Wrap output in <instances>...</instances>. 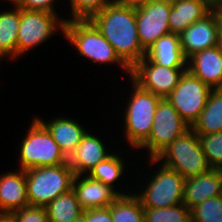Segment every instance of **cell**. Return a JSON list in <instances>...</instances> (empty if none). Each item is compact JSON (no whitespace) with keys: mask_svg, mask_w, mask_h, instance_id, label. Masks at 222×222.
Masks as SVG:
<instances>
[{"mask_svg":"<svg viewBox=\"0 0 222 222\" xmlns=\"http://www.w3.org/2000/svg\"><path fill=\"white\" fill-rule=\"evenodd\" d=\"M89 20L130 69L146 56V50L138 39L136 6L112 3L96 12Z\"/></svg>","mask_w":222,"mask_h":222,"instance_id":"1","label":"cell"},{"mask_svg":"<svg viewBox=\"0 0 222 222\" xmlns=\"http://www.w3.org/2000/svg\"><path fill=\"white\" fill-rule=\"evenodd\" d=\"M63 39L68 40L72 49L75 47L79 57H85L94 64L118 65L121 72L123 70L130 78V68L119 58L113 46L89 19L66 20Z\"/></svg>","mask_w":222,"mask_h":222,"instance_id":"2","label":"cell"},{"mask_svg":"<svg viewBox=\"0 0 222 222\" xmlns=\"http://www.w3.org/2000/svg\"><path fill=\"white\" fill-rule=\"evenodd\" d=\"M130 87L132 88L127 97L128 101L125 103L123 113L124 125L123 138L126 137V143L131 150H136L150 135L154 114L156 112L158 102L161 97L154 95L140 88L130 78ZM125 135V136H124Z\"/></svg>","mask_w":222,"mask_h":222,"instance_id":"3","label":"cell"},{"mask_svg":"<svg viewBox=\"0 0 222 222\" xmlns=\"http://www.w3.org/2000/svg\"><path fill=\"white\" fill-rule=\"evenodd\" d=\"M151 171L148 177L143 179V187L139 191L134 190V194L141 201L142 207L166 208L178 204H183L185 178L178 172L165 167L155 158H147ZM156 164V165H155ZM158 164V165H157ZM156 168H155V167ZM151 167L156 169L155 171ZM140 188L141 191H140ZM141 192V193H140Z\"/></svg>","mask_w":222,"mask_h":222,"instance_id":"4","label":"cell"},{"mask_svg":"<svg viewBox=\"0 0 222 222\" xmlns=\"http://www.w3.org/2000/svg\"><path fill=\"white\" fill-rule=\"evenodd\" d=\"M19 143L18 169L56 166L67 163V157L53 140L51 133L35 117Z\"/></svg>","mask_w":222,"mask_h":222,"instance_id":"5","label":"cell"},{"mask_svg":"<svg viewBox=\"0 0 222 222\" xmlns=\"http://www.w3.org/2000/svg\"><path fill=\"white\" fill-rule=\"evenodd\" d=\"M29 206L45 207L72 189L75 176L68 163L25 170Z\"/></svg>","mask_w":222,"mask_h":222,"instance_id":"6","label":"cell"},{"mask_svg":"<svg viewBox=\"0 0 222 222\" xmlns=\"http://www.w3.org/2000/svg\"><path fill=\"white\" fill-rule=\"evenodd\" d=\"M155 159L165 167L178 172L185 179L211 169L199 137L191 128L163 149Z\"/></svg>","mask_w":222,"mask_h":222,"instance_id":"7","label":"cell"},{"mask_svg":"<svg viewBox=\"0 0 222 222\" xmlns=\"http://www.w3.org/2000/svg\"><path fill=\"white\" fill-rule=\"evenodd\" d=\"M58 13L30 11L20 8V25L17 39V59L50 40L56 32L64 36V24L68 18ZM55 33V34H54Z\"/></svg>","mask_w":222,"mask_h":222,"instance_id":"8","label":"cell"},{"mask_svg":"<svg viewBox=\"0 0 222 222\" xmlns=\"http://www.w3.org/2000/svg\"><path fill=\"white\" fill-rule=\"evenodd\" d=\"M189 128L172 104L166 98H161L154 114L150 135L136 150H146L147 158H156Z\"/></svg>","mask_w":222,"mask_h":222,"instance_id":"9","label":"cell"},{"mask_svg":"<svg viewBox=\"0 0 222 222\" xmlns=\"http://www.w3.org/2000/svg\"><path fill=\"white\" fill-rule=\"evenodd\" d=\"M210 91L207 84L186 70L166 99L191 127L205 108Z\"/></svg>","mask_w":222,"mask_h":222,"instance_id":"10","label":"cell"},{"mask_svg":"<svg viewBox=\"0 0 222 222\" xmlns=\"http://www.w3.org/2000/svg\"><path fill=\"white\" fill-rule=\"evenodd\" d=\"M186 70L187 67L160 66L145 56L130 69V79L143 90L166 98Z\"/></svg>","mask_w":222,"mask_h":222,"instance_id":"11","label":"cell"},{"mask_svg":"<svg viewBox=\"0 0 222 222\" xmlns=\"http://www.w3.org/2000/svg\"><path fill=\"white\" fill-rule=\"evenodd\" d=\"M171 0H146L136 6L138 39L147 50L157 39L170 33Z\"/></svg>","mask_w":222,"mask_h":222,"instance_id":"12","label":"cell"},{"mask_svg":"<svg viewBox=\"0 0 222 222\" xmlns=\"http://www.w3.org/2000/svg\"><path fill=\"white\" fill-rule=\"evenodd\" d=\"M183 55L186 59L199 51L220 45V16L211 11L204 18L192 23L180 35Z\"/></svg>","mask_w":222,"mask_h":222,"instance_id":"13","label":"cell"},{"mask_svg":"<svg viewBox=\"0 0 222 222\" xmlns=\"http://www.w3.org/2000/svg\"><path fill=\"white\" fill-rule=\"evenodd\" d=\"M90 132L88 129L77 148L67 158L75 175H88L97 164L113 153L100 137Z\"/></svg>","mask_w":222,"mask_h":222,"instance_id":"14","label":"cell"},{"mask_svg":"<svg viewBox=\"0 0 222 222\" xmlns=\"http://www.w3.org/2000/svg\"><path fill=\"white\" fill-rule=\"evenodd\" d=\"M187 70L211 89L222 88V46L193 54L187 59Z\"/></svg>","mask_w":222,"mask_h":222,"instance_id":"15","label":"cell"},{"mask_svg":"<svg viewBox=\"0 0 222 222\" xmlns=\"http://www.w3.org/2000/svg\"><path fill=\"white\" fill-rule=\"evenodd\" d=\"M72 189L84 211L108 207L119 196L113 188L89 175H75Z\"/></svg>","mask_w":222,"mask_h":222,"instance_id":"16","label":"cell"},{"mask_svg":"<svg viewBox=\"0 0 222 222\" xmlns=\"http://www.w3.org/2000/svg\"><path fill=\"white\" fill-rule=\"evenodd\" d=\"M222 194V170L209 171L187 178L184 183L183 204L190 210L207 200Z\"/></svg>","mask_w":222,"mask_h":222,"instance_id":"17","label":"cell"},{"mask_svg":"<svg viewBox=\"0 0 222 222\" xmlns=\"http://www.w3.org/2000/svg\"><path fill=\"white\" fill-rule=\"evenodd\" d=\"M51 133L53 140L59 145L60 150L68 158L70 154L77 148L83 135L87 132V129L83 124H80L76 120L77 118H69L64 115L60 117H54L50 120L42 119L35 116Z\"/></svg>","mask_w":222,"mask_h":222,"instance_id":"18","label":"cell"},{"mask_svg":"<svg viewBox=\"0 0 222 222\" xmlns=\"http://www.w3.org/2000/svg\"><path fill=\"white\" fill-rule=\"evenodd\" d=\"M14 171L0 174V213H11L29 206L25 170L17 168Z\"/></svg>","mask_w":222,"mask_h":222,"instance_id":"19","label":"cell"},{"mask_svg":"<svg viewBox=\"0 0 222 222\" xmlns=\"http://www.w3.org/2000/svg\"><path fill=\"white\" fill-rule=\"evenodd\" d=\"M5 1V0H4ZM12 8L0 10V64L3 61L17 60V39L20 25V7L11 0ZM10 9V10H9ZM13 59V60H12Z\"/></svg>","mask_w":222,"mask_h":222,"instance_id":"20","label":"cell"},{"mask_svg":"<svg viewBox=\"0 0 222 222\" xmlns=\"http://www.w3.org/2000/svg\"><path fill=\"white\" fill-rule=\"evenodd\" d=\"M146 57L166 67H187L178 34L169 33L157 39L147 50Z\"/></svg>","mask_w":222,"mask_h":222,"instance_id":"21","label":"cell"},{"mask_svg":"<svg viewBox=\"0 0 222 222\" xmlns=\"http://www.w3.org/2000/svg\"><path fill=\"white\" fill-rule=\"evenodd\" d=\"M169 15L170 33L180 35L192 23L204 18L211 10L204 4L193 0H171Z\"/></svg>","mask_w":222,"mask_h":222,"instance_id":"22","label":"cell"},{"mask_svg":"<svg viewBox=\"0 0 222 222\" xmlns=\"http://www.w3.org/2000/svg\"><path fill=\"white\" fill-rule=\"evenodd\" d=\"M190 128L197 135L222 132V88L211 89L205 108Z\"/></svg>","mask_w":222,"mask_h":222,"instance_id":"23","label":"cell"},{"mask_svg":"<svg viewBox=\"0 0 222 222\" xmlns=\"http://www.w3.org/2000/svg\"><path fill=\"white\" fill-rule=\"evenodd\" d=\"M121 154L118 153H112L108 158L97 164L92 171L88 174L91 178L95 180H99L100 182L104 183L105 185L110 186L113 188L119 195H127L132 193L134 190H126V188L119 189L120 186L115 187L116 185H120L121 178L126 175L125 172L128 170L125 168L126 166H129L126 164L125 158L123 159ZM125 164V165H124ZM125 169V170H124ZM125 174V175H123ZM120 181V182H118ZM117 182V183H116ZM123 189L126 190V192H123ZM120 190V191H119ZM132 191V192H131Z\"/></svg>","mask_w":222,"mask_h":222,"instance_id":"24","label":"cell"},{"mask_svg":"<svg viewBox=\"0 0 222 222\" xmlns=\"http://www.w3.org/2000/svg\"><path fill=\"white\" fill-rule=\"evenodd\" d=\"M49 222H73L83 214L73 189L65 192L45 206Z\"/></svg>","mask_w":222,"mask_h":222,"instance_id":"25","label":"cell"},{"mask_svg":"<svg viewBox=\"0 0 222 222\" xmlns=\"http://www.w3.org/2000/svg\"><path fill=\"white\" fill-rule=\"evenodd\" d=\"M110 211L113 222H145L141 201L133 192L119 195L110 204Z\"/></svg>","mask_w":222,"mask_h":222,"instance_id":"26","label":"cell"},{"mask_svg":"<svg viewBox=\"0 0 222 222\" xmlns=\"http://www.w3.org/2000/svg\"><path fill=\"white\" fill-rule=\"evenodd\" d=\"M145 222H191V210L184 204L166 208L143 207Z\"/></svg>","mask_w":222,"mask_h":222,"instance_id":"27","label":"cell"},{"mask_svg":"<svg viewBox=\"0 0 222 222\" xmlns=\"http://www.w3.org/2000/svg\"><path fill=\"white\" fill-rule=\"evenodd\" d=\"M191 222H222V194L193 207Z\"/></svg>","mask_w":222,"mask_h":222,"instance_id":"28","label":"cell"},{"mask_svg":"<svg viewBox=\"0 0 222 222\" xmlns=\"http://www.w3.org/2000/svg\"><path fill=\"white\" fill-rule=\"evenodd\" d=\"M198 137L209 166L222 170V132Z\"/></svg>","mask_w":222,"mask_h":222,"instance_id":"29","label":"cell"},{"mask_svg":"<svg viewBox=\"0 0 222 222\" xmlns=\"http://www.w3.org/2000/svg\"><path fill=\"white\" fill-rule=\"evenodd\" d=\"M71 14L68 20L89 19L96 12L103 10L113 0H67Z\"/></svg>","mask_w":222,"mask_h":222,"instance_id":"30","label":"cell"},{"mask_svg":"<svg viewBox=\"0 0 222 222\" xmlns=\"http://www.w3.org/2000/svg\"><path fill=\"white\" fill-rule=\"evenodd\" d=\"M10 214L15 222H49L45 207L27 206Z\"/></svg>","mask_w":222,"mask_h":222,"instance_id":"31","label":"cell"},{"mask_svg":"<svg viewBox=\"0 0 222 222\" xmlns=\"http://www.w3.org/2000/svg\"><path fill=\"white\" fill-rule=\"evenodd\" d=\"M11 1L24 10L58 13L55 9L56 6L55 3L58 0H11Z\"/></svg>","mask_w":222,"mask_h":222,"instance_id":"32","label":"cell"},{"mask_svg":"<svg viewBox=\"0 0 222 222\" xmlns=\"http://www.w3.org/2000/svg\"><path fill=\"white\" fill-rule=\"evenodd\" d=\"M86 222H113L110 205L104 208L89 209L82 214Z\"/></svg>","mask_w":222,"mask_h":222,"instance_id":"33","label":"cell"},{"mask_svg":"<svg viewBox=\"0 0 222 222\" xmlns=\"http://www.w3.org/2000/svg\"><path fill=\"white\" fill-rule=\"evenodd\" d=\"M200 2L207 6L211 11H217L219 9V6L221 4V0H193Z\"/></svg>","mask_w":222,"mask_h":222,"instance_id":"34","label":"cell"},{"mask_svg":"<svg viewBox=\"0 0 222 222\" xmlns=\"http://www.w3.org/2000/svg\"><path fill=\"white\" fill-rule=\"evenodd\" d=\"M145 1L146 0H113V4L138 6L139 4H142Z\"/></svg>","mask_w":222,"mask_h":222,"instance_id":"35","label":"cell"},{"mask_svg":"<svg viewBox=\"0 0 222 222\" xmlns=\"http://www.w3.org/2000/svg\"><path fill=\"white\" fill-rule=\"evenodd\" d=\"M0 222H15V219L10 213H0Z\"/></svg>","mask_w":222,"mask_h":222,"instance_id":"36","label":"cell"},{"mask_svg":"<svg viewBox=\"0 0 222 222\" xmlns=\"http://www.w3.org/2000/svg\"><path fill=\"white\" fill-rule=\"evenodd\" d=\"M73 222H86V218L81 215L77 219H75Z\"/></svg>","mask_w":222,"mask_h":222,"instance_id":"37","label":"cell"},{"mask_svg":"<svg viewBox=\"0 0 222 222\" xmlns=\"http://www.w3.org/2000/svg\"><path fill=\"white\" fill-rule=\"evenodd\" d=\"M220 45L222 46V19L220 18Z\"/></svg>","mask_w":222,"mask_h":222,"instance_id":"38","label":"cell"},{"mask_svg":"<svg viewBox=\"0 0 222 222\" xmlns=\"http://www.w3.org/2000/svg\"><path fill=\"white\" fill-rule=\"evenodd\" d=\"M217 11L219 13L220 18L222 19V0H221V4L219 6V9Z\"/></svg>","mask_w":222,"mask_h":222,"instance_id":"39","label":"cell"}]
</instances>
